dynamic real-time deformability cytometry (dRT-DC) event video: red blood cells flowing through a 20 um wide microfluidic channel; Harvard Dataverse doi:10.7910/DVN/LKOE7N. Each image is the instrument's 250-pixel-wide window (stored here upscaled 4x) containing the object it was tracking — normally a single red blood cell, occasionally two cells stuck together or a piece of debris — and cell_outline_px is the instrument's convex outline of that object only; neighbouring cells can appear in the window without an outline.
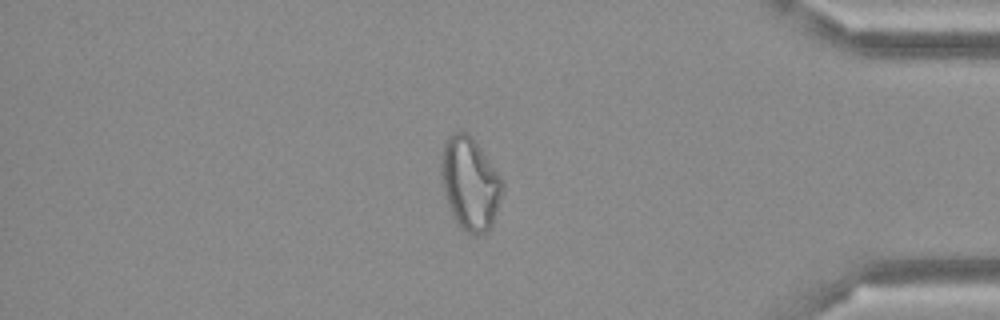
{"species": "Egyptian fruit bat (a non-hibernating species)", "species_latin": "Rousettus aegyptiacus", "temperature_condition": "cold", "stored_images_in_passage": 49, "camera_frame_rate_fps": 3000, "um_per_image_px": 0.085, "frame": {"image": 1, "passage_image": 42, "time_ms": 13.667, "image_size_px": [1000, 320], "cell_outline_px": [[504, 188], [492, 224], [488, 232], [476, 236], [472, 236], [460, 228], [452, 216], [440, 180], [440, 152], [444, 140], [452, 132], [468, 132], [472, 136], [500, 176], [504, 184]], "centroid_in_image_um": [39.91, 15.6], "position_along_channel_um": 395.3, "area_um2": 33.7}}